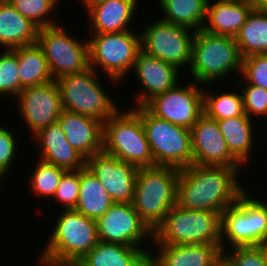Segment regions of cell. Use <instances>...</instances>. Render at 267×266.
Listing matches in <instances>:
<instances>
[{"mask_svg":"<svg viewBox=\"0 0 267 266\" xmlns=\"http://www.w3.org/2000/svg\"><path fill=\"white\" fill-rule=\"evenodd\" d=\"M239 168L191 165L180 169L177 205L186 210L221 214L246 190L239 185Z\"/></svg>","mask_w":267,"mask_h":266,"instance_id":"obj_1","label":"cell"},{"mask_svg":"<svg viewBox=\"0 0 267 266\" xmlns=\"http://www.w3.org/2000/svg\"><path fill=\"white\" fill-rule=\"evenodd\" d=\"M179 174L175 167L138 168L132 205L152 232L177 204Z\"/></svg>","mask_w":267,"mask_h":266,"instance_id":"obj_2","label":"cell"},{"mask_svg":"<svg viewBox=\"0 0 267 266\" xmlns=\"http://www.w3.org/2000/svg\"><path fill=\"white\" fill-rule=\"evenodd\" d=\"M189 67L193 81L205 86L214 80L225 79L232 72L241 74L242 57L235 38L214 35L203 29L196 31Z\"/></svg>","mask_w":267,"mask_h":266,"instance_id":"obj_3","label":"cell"},{"mask_svg":"<svg viewBox=\"0 0 267 266\" xmlns=\"http://www.w3.org/2000/svg\"><path fill=\"white\" fill-rule=\"evenodd\" d=\"M118 110L104 122L103 150L137 168L155 167L140 115Z\"/></svg>","mask_w":267,"mask_h":266,"instance_id":"obj_4","label":"cell"},{"mask_svg":"<svg viewBox=\"0 0 267 266\" xmlns=\"http://www.w3.org/2000/svg\"><path fill=\"white\" fill-rule=\"evenodd\" d=\"M221 214L186 210L174 205L153 232V243L166 245L220 244Z\"/></svg>","mask_w":267,"mask_h":266,"instance_id":"obj_5","label":"cell"},{"mask_svg":"<svg viewBox=\"0 0 267 266\" xmlns=\"http://www.w3.org/2000/svg\"><path fill=\"white\" fill-rule=\"evenodd\" d=\"M245 190L234 205L221 213L220 244L224 247L263 246L267 243V204ZM226 236V238H225ZM228 244H225L227 240ZM225 242V243H224Z\"/></svg>","mask_w":267,"mask_h":266,"instance_id":"obj_6","label":"cell"},{"mask_svg":"<svg viewBox=\"0 0 267 266\" xmlns=\"http://www.w3.org/2000/svg\"><path fill=\"white\" fill-rule=\"evenodd\" d=\"M41 256L60 263H78L98 242L96 220L63 210Z\"/></svg>","mask_w":267,"mask_h":266,"instance_id":"obj_7","label":"cell"},{"mask_svg":"<svg viewBox=\"0 0 267 266\" xmlns=\"http://www.w3.org/2000/svg\"><path fill=\"white\" fill-rule=\"evenodd\" d=\"M98 72L89 67L56 80L62 109L104 122L119 109L98 81Z\"/></svg>","mask_w":267,"mask_h":266,"instance_id":"obj_8","label":"cell"},{"mask_svg":"<svg viewBox=\"0 0 267 266\" xmlns=\"http://www.w3.org/2000/svg\"><path fill=\"white\" fill-rule=\"evenodd\" d=\"M133 109L141 117L155 166L183 169L193 165L191 130L154 116L144 106Z\"/></svg>","mask_w":267,"mask_h":266,"instance_id":"obj_9","label":"cell"},{"mask_svg":"<svg viewBox=\"0 0 267 266\" xmlns=\"http://www.w3.org/2000/svg\"><path fill=\"white\" fill-rule=\"evenodd\" d=\"M140 50L141 35L132 30L94 34L88 39L89 67L96 72L101 68L117 84L133 70Z\"/></svg>","mask_w":267,"mask_h":266,"instance_id":"obj_10","label":"cell"},{"mask_svg":"<svg viewBox=\"0 0 267 266\" xmlns=\"http://www.w3.org/2000/svg\"><path fill=\"white\" fill-rule=\"evenodd\" d=\"M37 44L44 52L54 80L89 68L88 40L80 42L59 24L39 28Z\"/></svg>","mask_w":267,"mask_h":266,"instance_id":"obj_11","label":"cell"},{"mask_svg":"<svg viewBox=\"0 0 267 266\" xmlns=\"http://www.w3.org/2000/svg\"><path fill=\"white\" fill-rule=\"evenodd\" d=\"M148 25L140 33L142 51L174 65L179 70L183 66H190L192 42L196 31L162 19Z\"/></svg>","mask_w":267,"mask_h":266,"instance_id":"obj_12","label":"cell"},{"mask_svg":"<svg viewBox=\"0 0 267 266\" xmlns=\"http://www.w3.org/2000/svg\"><path fill=\"white\" fill-rule=\"evenodd\" d=\"M193 82L172 89L149 100L144 107L154 116L191 130L204 113L203 91Z\"/></svg>","mask_w":267,"mask_h":266,"instance_id":"obj_13","label":"cell"},{"mask_svg":"<svg viewBox=\"0 0 267 266\" xmlns=\"http://www.w3.org/2000/svg\"><path fill=\"white\" fill-rule=\"evenodd\" d=\"M96 224L98 240L102 242L142 247L141 243L148 237L153 239V232L140 219L132 203L114 202Z\"/></svg>","mask_w":267,"mask_h":266,"instance_id":"obj_14","label":"cell"},{"mask_svg":"<svg viewBox=\"0 0 267 266\" xmlns=\"http://www.w3.org/2000/svg\"><path fill=\"white\" fill-rule=\"evenodd\" d=\"M85 167L98 178L113 202L132 203L137 167L104 150L87 158Z\"/></svg>","mask_w":267,"mask_h":266,"instance_id":"obj_15","label":"cell"},{"mask_svg":"<svg viewBox=\"0 0 267 266\" xmlns=\"http://www.w3.org/2000/svg\"><path fill=\"white\" fill-rule=\"evenodd\" d=\"M21 116L35 135L50 124L58 122L62 105L56 80L47 84L23 88L17 95Z\"/></svg>","mask_w":267,"mask_h":266,"instance_id":"obj_16","label":"cell"},{"mask_svg":"<svg viewBox=\"0 0 267 266\" xmlns=\"http://www.w3.org/2000/svg\"><path fill=\"white\" fill-rule=\"evenodd\" d=\"M191 141L194 165L241 169L242 165L230 154L217 121L205 113L192 126Z\"/></svg>","mask_w":267,"mask_h":266,"instance_id":"obj_17","label":"cell"},{"mask_svg":"<svg viewBox=\"0 0 267 266\" xmlns=\"http://www.w3.org/2000/svg\"><path fill=\"white\" fill-rule=\"evenodd\" d=\"M133 69L143 87V91L136 96V107L144 106L153 97L175 87L179 83L178 74L181 73L174 65L142 50L137 54Z\"/></svg>","mask_w":267,"mask_h":266,"instance_id":"obj_18","label":"cell"},{"mask_svg":"<svg viewBox=\"0 0 267 266\" xmlns=\"http://www.w3.org/2000/svg\"><path fill=\"white\" fill-rule=\"evenodd\" d=\"M156 246L158 254L150 253L148 266H219L223 261L221 245L155 244Z\"/></svg>","mask_w":267,"mask_h":266,"instance_id":"obj_19","label":"cell"},{"mask_svg":"<svg viewBox=\"0 0 267 266\" xmlns=\"http://www.w3.org/2000/svg\"><path fill=\"white\" fill-rule=\"evenodd\" d=\"M58 122L68 143L85 159L103 150L104 124L101 121L62 110Z\"/></svg>","mask_w":267,"mask_h":266,"instance_id":"obj_20","label":"cell"},{"mask_svg":"<svg viewBox=\"0 0 267 266\" xmlns=\"http://www.w3.org/2000/svg\"><path fill=\"white\" fill-rule=\"evenodd\" d=\"M40 145V159L66 171L81 170L86 159L67 141L59 122L48 125L34 135Z\"/></svg>","mask_w":267,"mask_h":266,"instance_id":"obj_21","label":"cell"},{"mask_svg":"<svg viewBox=\"0 0 267 266\" xmlns=\"http://www.w3.org/2000/svg\"><path fill=\"white\" fill-rule=\"evenodd\" d=\"M91 18L93 34L114 33L130 30L137 0H81ZM95 30V31H93Z\"/></svg>","mask_w":267,"mask_h":266,"instance_id":"obj_22","label":"cell"},{"mask_svg":"<svg viewBox=\"0 0 267 266\" xmlns=\"http://www.w3.org/2000/svg\"><path fill=\"white\" fill-rule=\"evenodd\" d=\"M254 9L252 0H208L203 30L222 36L236 37Z\"/></svg>","mask_w":267,"mask_h":266,"instance_id":"obj_23","label":"cell"},{"mask_svg":"<svg viewBox=\"0 0 267 266\" xmlns=\"http://www.w3.org/2000/svg\"><path fill=\"white\" fill-rule=\"evenodd\" d=\"M151 251L99 241L81 260L80 266H148Z\"/></svg>","mask_w":267,"mask_h":266,"instance_id":"obj_24","label":"cell"},{"mask_svg":"<svg viewBox=\"0 0 267 266\" xmlns=\"http://www.w3.org/2000/svg\"><path fill=\"white\" fill-rule=\"evenodd\" d=\"M39 27L10 3H0V45L14 49L37 43Z\"/></svg>","mask_w":267,"mask_h":266,"instance_id":"obj_25","label":"cell"},{"mask_svg":"<svg viewBox=\"0 0 267 266\" xmlns=\"http://www.w3.org/2000/svg\"><path fill=\"white\" fill-rule=\"evenodd\" d=\"M114 202L98 178L86 167L80 170L79 196L75 211L97 220Z\"/></svg>","mask_w":267,"mask_h":266,"instance_id":"obj_26","label":"cell"},{"mask_svg":"<svg viewBox=\"0 0 267 266\" xmlns=\"http://www.w3.org/2000/svg\"><path fill=\"white\" fill-rule=\"evenodd\" d=\"M14 50L18 56L20 91L25 87L47 84L54 80L44 52L37 43Z\"/></svg>","mask_w":267,"mask_h":266,"instance_id":"obj_27","label":"cell"},{"mask_svg":"<svg viewBox=\"0 0 267 266\" xmlns=\"http://www.w3.org/2000/svg\"><path fill=\"white\" fill-rule=\"evenodd\" d=\"M230 154L243 166L249 163L253 143V126L246 114L217 121Z\"/></svg>","mask_w":267,"mask_h":266,"instance_id":"obj_28","label":"cell"},{"mask_svg":"<svg viewBox=\"0 0 267 266\" xmlns=\"http://www.w3.org/2000/svg\"><path fill=\"white\" fill-rule=\"evenodd\" d=\"M164 21L184 26L194 31L203 28L208 0H159Z\"/></svg>","mask_w":267,"mask_h":266,"instance_id":"obj_29","label":"cell"},{"mask_svg":"<svg viewBox=\"0 0 267 266\" xmlns=\"http://www.w3.org/2000/svg\"><path fill=\"white\" fill-rule=\"evenodd\" d=\"M235 40L242 58L267 54V13L253 9Z\"/></svg>","mask_w":267,"mask_h":266,"instance_id":"obj_30","label":"cell"},{"mask_svg":"<svg viewBox=\"0 0 267 266\" xmlns=\"http://www.w3.org/2000/svg\"><path fill=\"white\" fill-rule=\"evenodd\" d=\"M212 93L203 91L204 113L209 118L218 121L245 115L242 93Z\"/></svg>","mask_w":267,"mask_h":266,"instance_id":"obj_31","label":"cell"},{"mask_svg":"<svg viewBox=\"0 0 267 266\" xmlns=\"http://www.w3.org/2000/svg\"><path fill=\"white\" fill-rule=\"evenodd\" d=\"M36 168L29 178L30 189L39 197H48L55 195L58 183L66 172L65 169L39 160Z\"/></svg>","mask_w":267,"mask_h":266,"instance_id":"obj_32","label":"cell"},{"mask_svg":"<svg viewBox=\"0 0 267 266\" xmlns=\"http://www.w3.org/2000/svg\"><path fill=\"white\" fill-rule=\"evenodd\" d=\"M57 0H12L10 4L39 28L57 25L55 18H46L57 6ZM48 15V16H47Z\"/></svg>","mask_w":267,"mask_h":266,"instance_id":"obj_33","label":"cell"},{"mask_svg":"<svg viewBox=\"0 0 267 266\" xmlns=\"http://www.w3.org/2000/svg\"><path fill=\"white\" fill-rule=\"evenodd\" d=\"M0 97L20 93L18 56L14 49L0 51Z\"/></svg>","mask_w":267,"mask_h":266,"instance_id":"obj_34","label":"cell"},{"mask_svg":"<svg viewBox=\"0 0 267 266\" xmlns=\"http://www.w3.org/2000/svg\"><path fill=\"white\" fill-rule=\"evenodd\" d=\"M232 252H223L227 266H267L263 246L235 247Z\"/></svg>","mask_w":267,"mask_h":266,"instance_id":"obj_35","label":"cell"},{"mask_svg":"<svg viewBox=\"0 0 267 266\" xmlns=\"http://www.w3.org/2000/svg\"><path fill=\"white\" fill-rule=\"evenodd\" d=\"M241 77L247 84L267 90V54H252L242 58Z\"/></svg>","mask_w":267,"mask_h":266,"instance_id":"obj_36","label":"cell"},{"mask_svg":"<svg viewBox=\"0 0 267 266\" xmlns=\"http://www.w3.org/2000/svg\"><path fill=\"white\" fill-rule=\"evenodd\" d=\"M80 170L66 171L58 183L54 198L64 205L63 210H74L78 201Z\"/></svg>","mask_w":267,"mask_h":266,"instance_id":"obj_37","label":"cell"},{"mask_svg":"<svg viewBox=\"0 0 267 266\" xmlns=\"http://www.w3.org/2000/svg\"><path fill=\"white\" fill-rule=\"evenodd\" d=\"M243 81H238L239 84H241L242 87L244 86V89H242V97H243V104H244V111L245 114L252 118L251 115H260V116H267V90L255 86L252 84H243Z\"/></svg>","mask_w":267,"mask_h":266,"instance_id":"obj_38","label":"cell"},{"mask_svg":"<svg viewBox=\"0 0 267 266\" xmlns=\"http://www.w3.org/2000/svg\"><path fill=\"white\" fill-rule=\"evenodd\" d=\"M14 135L9 128L0 126V174L4 178L9 173V168L16 156L18 142L15 141L17 136Z\"/></svg>","mask_w":267,"mask_h":266,"instance_id":"obj_39","label":"cell"},{"mask_svg":"<svg viewBox=\"0 0 267 266\" xmlns=\"http://www.w3.org/2000/svg\"><path fill=\"white\" fill-rule=\"evenodd\" d=\"M255 10L267 13V0H252Z\"/></svg>","mask_w":267,"mask_h":266,"instance_id":"obj_40","label":"cell"},{"mask_svg":"<svg viewBox=\"0 0 267 266\" xmlns=\"http://www.w3.org/2000/svg\"><path fill=\"white\" fill-rule=\"evenodd\" d=\"M40 259H38L41 262L40 266H61L60 262H56V261H52L49 259H46L42 256L39 257Z\"/></svg>","mask_w":267,"mask_h":266,"instance_id":"obj_41","label":"cell"},{"mask_svg":"<svg viewBox=\"0 0 267 266\" xmlns=\"http://www.w3.org/2000/svg\"><path fill=\"white\" fill-rule=\"evenodd\" d=\"M61 266H80L78 263H61Z\"/></svg>","mask_w":267,"mask_h":266,"instance_id":"obj_42","label":"cell"},{"mask_svg":"<svg viewBox=\"0 0 267 266\" xmlns=\"http://www.w3.org/2000/svg\"><path fill=\"white\" fill-rule=\"evenodd\" d=\"M264 255L267 262V243L264 245Z\"/></svg>","mask_w":267,"mask_h":266,"instance_id":"obj_43","label":"cell"},{"mask_svg":"<svg viewBox=\"0 0 267 266\" xmlns=\"http://www.w3.org/2000/svg\"><path fill=\"white\" fill-rule=\"evenodd\" d=\"M12 0H0V3H10Z\"/></svg>","mask_w":267,"mask_h":266,"instance_id":"obj_44","label":"cell"},{"mask_svg":"<svg viewBox=\"0 0 267 266\" xmlns=\"http://www.w3.org/2000/svg\"><path fill=\"white\" fill-rule=\"evenodd\" d=\"M219 266H227L223 261L219 264Z\"/></svg>","mask_w":267,"mask_h":266,"instance_id":"obj_45","label":"cell"},{"mask_svg":"<svg viewBox=\"0 0 267 266\" xmlns=\"http://www.w3.org/2000/svg\"><path fill=\"white\" fill-rule=\"evenodd\" d=\"M2 178H3V176L0 174V185H2L1 184V180H3Z\"/></svg>","mask_w":267,"mask_h":266,"instance_id":"obj_46","label":"cell"}]
</instances>
